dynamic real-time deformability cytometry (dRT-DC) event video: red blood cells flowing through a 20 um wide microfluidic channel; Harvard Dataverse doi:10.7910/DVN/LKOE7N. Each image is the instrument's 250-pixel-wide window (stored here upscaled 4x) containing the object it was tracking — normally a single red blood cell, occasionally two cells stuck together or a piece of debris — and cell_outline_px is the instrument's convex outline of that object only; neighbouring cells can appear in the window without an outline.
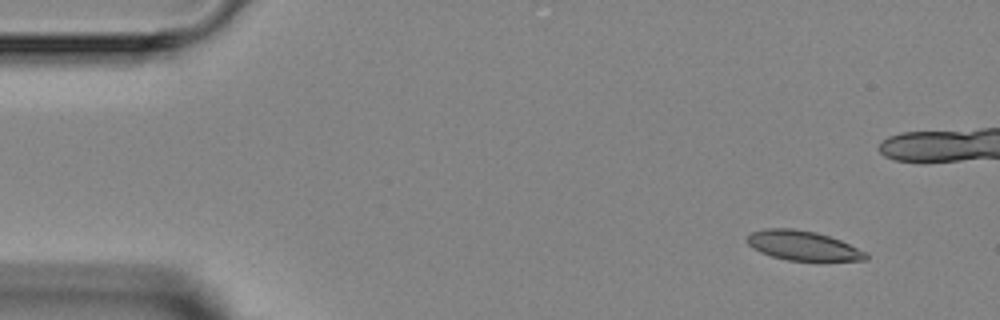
{"species": "Egyptian fruit bat (a non-hibernating species)", "species_latin": "Rousettus aegyptiacus", "temperature_condition": "room temperature", "stored_images_in_passage": 6, "camera_frame_rate_fps": 3000, "um_per_image_px": 0.085, "animal": {"sex": "female"}, "frame": {"image": 1, "passage_image": 1, "time_ms": 0.0, "image_size_px": [1000, 320], "cell_outline_px": [[868, 260], [788, 260], [772, 256], [760, 252], [752, 248], [748, 244], [748, 236], [752, 232], [764, 228], [792, 228], [816, 232], [840, 240], [868, 252]], "centroid_in_image_um": [68.25, 20.87], "position_along_channel_um": 16.7, "area_um2": 20.29}}